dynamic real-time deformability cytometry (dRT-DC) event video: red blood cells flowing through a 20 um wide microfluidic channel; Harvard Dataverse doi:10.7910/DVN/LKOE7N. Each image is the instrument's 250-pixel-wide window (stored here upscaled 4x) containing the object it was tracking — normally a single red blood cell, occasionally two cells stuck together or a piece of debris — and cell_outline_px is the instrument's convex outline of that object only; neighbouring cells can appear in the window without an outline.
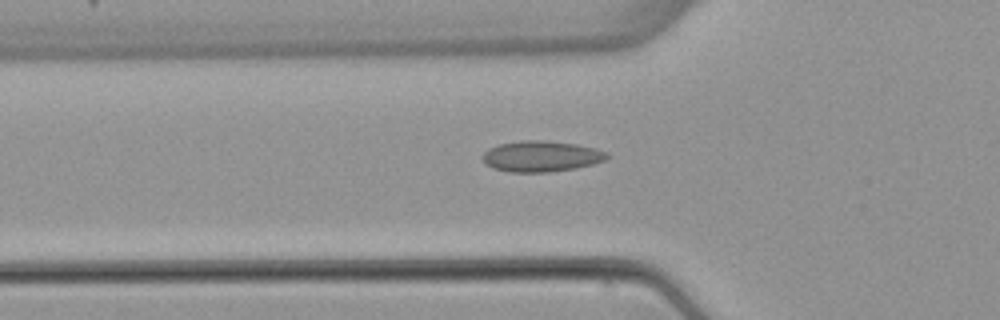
{"species": "common noctule bat (a hibernating species)", "species_latin": "Nyctalus noctula", "temperature_condition": "warm", "stored_images_in_passage": 52, "camera_frame_rate_fps": 3000, "um_per_image_px": 0.085, "animal": {"sex": "female", "body_mass_g": 22.7, "forearm_length_mm": 54.2}, "frame": {"image": 1, "passage_image": 18, "time_ms": 5.667, "image_size_px": [1000, 320], "cell_outline_px": [[612, 156], [604, 160], [592, 164], [576, 168], [548, 172], [508, 172], [492, 168], [480, 156], [488, 148], [500, 144], [520, 140], [544, 140], [576, 144], [596, 148], [608, 152]], "centroid_in_image_um": [46.02, 13.28], "position_along_channel_um": 79.8, "area_um2": 22.54}}
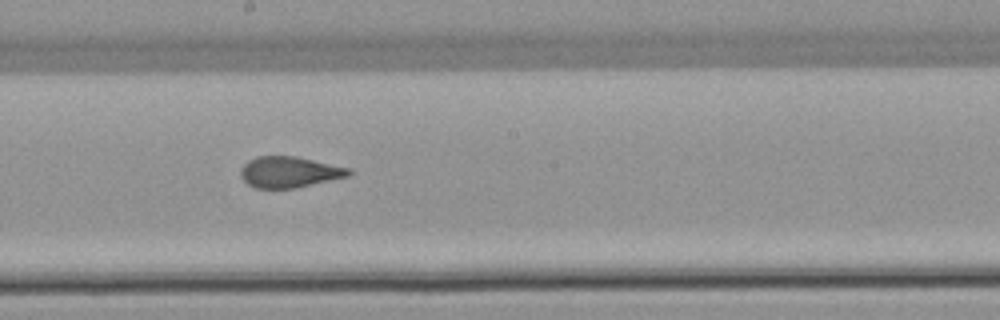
{"frame": {"image": 2, "passage_image": 29, "time_ms": 9.333, "image_size_px": [1000, 320], "cell_outline_px": [[352, 172], [348, 176], [296, 188], [256, 188], [248, 184], [240, 176], [240, 168], [248, 160], [256, 156], [296, 156], [352, 168]], "centroid_in_image_um": [24.59, 14.61], "position_along_channel_um": 223.6, "area_um2": 19.65}}
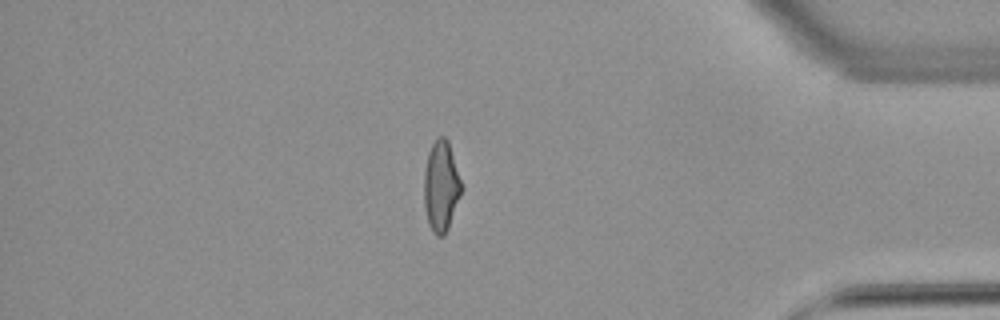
{"frame": {"image": 3, "passage_image": 45, "time_ms": 14.667, "image_size_px": [1000, 320], "cell_outline_px": [[460, 192], [448, 228], [444, 236], [436, 236], [432, 232], [428, 224], [424, 208], [424, 172], [428, 152], [432, 144], [440, 136], [444, 136], [448, 140], [460, 180]], "centroid_in_image_um": [37.44, 15.85], "position_along_channel_um": 397.8, "area_um2": 19.31}, "authors_computed_cell_mechanics": {"area_um2": 20.5479, "velocity_mm_per_s": 3.8979, "shape_relaxation_time_tau1_ms": null, "shape_relaxation_time_tau2_ms": 1.1165, "deformation_change_tau1": null, "deformation_change_tau2": 0.0671}}